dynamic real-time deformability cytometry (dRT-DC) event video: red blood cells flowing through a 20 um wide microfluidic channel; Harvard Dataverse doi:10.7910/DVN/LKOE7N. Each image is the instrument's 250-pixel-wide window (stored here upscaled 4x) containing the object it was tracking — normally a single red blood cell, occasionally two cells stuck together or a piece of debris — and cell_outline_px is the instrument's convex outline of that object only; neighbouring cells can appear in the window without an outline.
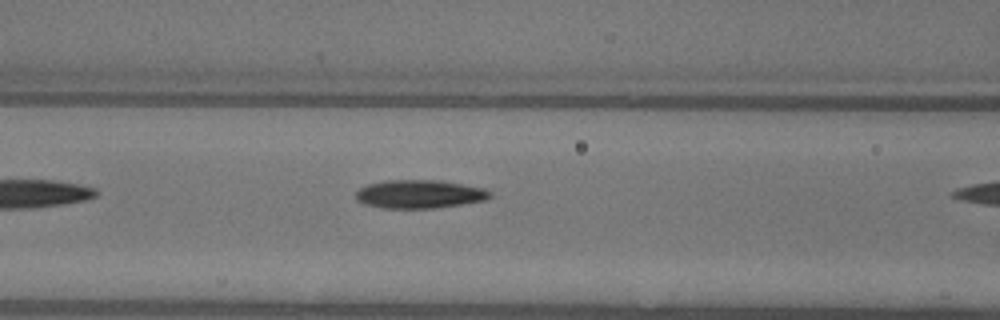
{"species": "common noctule bat (a hibernating species)", "species_latin": "Nyctalus noctula", "temperature_condition": "warm", "stored_images_in_passage": 12, "camera_frame_rate_fps": 3000, "um_per_image_px": 0.085, "animal": {"sex": "female"}, "frame": {"image": 1, "passage_image": 11, "time_ms": 3.333, "image_size_px": [1000, 320], "cell_outline_px": [[492, 196], [484, 200], [440, 208], [380, 208], [364, 204], [356, 196], [356, 192], [360, 188], [368, 184], [384, 180], [440, 180], [484, 188], [492, 192]], "centroid_in_image_um": [35.68, 16.5], "position_along_channel_um": 130.9, "area_um2": 22.25}}